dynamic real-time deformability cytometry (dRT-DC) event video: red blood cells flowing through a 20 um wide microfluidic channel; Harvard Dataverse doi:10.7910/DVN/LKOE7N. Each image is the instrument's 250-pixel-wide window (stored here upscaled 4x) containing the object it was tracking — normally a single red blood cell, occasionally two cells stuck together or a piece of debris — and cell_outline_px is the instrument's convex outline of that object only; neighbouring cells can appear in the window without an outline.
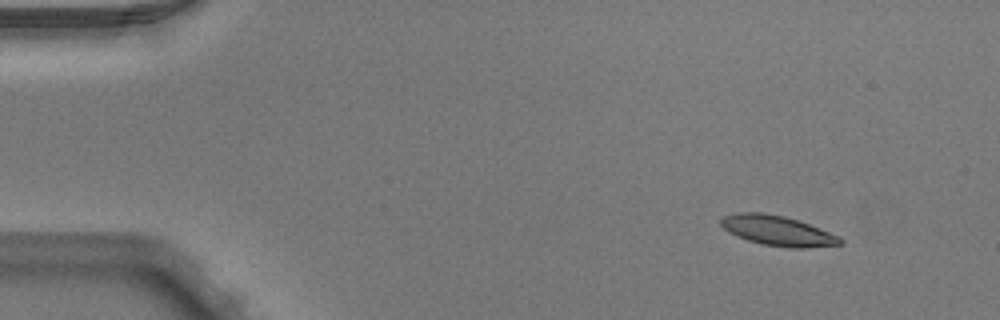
{"species": "Egyptian fruit bat (a non-hibernating species)", "species_latin": "Rousettus aegyptiacus", "temperature_condition": "warm", "stored_images_in_passage": 3, "camera_frame_rate_fps": 3000, "um_per_image_px": 0.085, "animal": {"sex": "male"}, "frame": {"image": 1, "passage_image": 1, "time_ms": 0.0, "image_size_px": [1000, 320], "cell_outline_px": [[844, 244], [808, 248], [792, 248], [764, 244], [748, 240], [736, 236], [728, 232], [720, 224], [720, 220], [724, 216], [736, 212], [764, 212], [784, 216], [808, 224], [840, 236], [844, 240]], "centroid_in_image_um": [66.11, 19.61], "position_along_channel_um": 18.9, "area_um2": 20.87}}
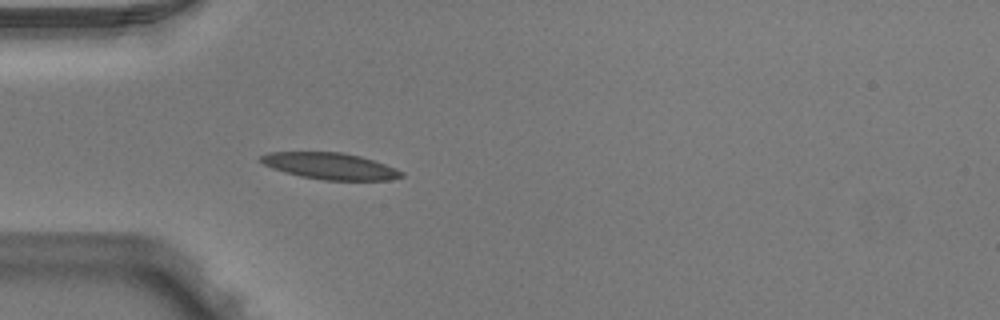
{"frame": {"image": 2, "passage_image": 3, "time_ms": 0.667, "image_size_px": [1000, 320], "cell_outline_px": [[404, 176], [388, 180], [324, 180], [300, 176], [284, 172], [272, 168], [264, 164], [260, 160], [260, 156], [268, 152], [340, 152], [360, 156], [396, 168], [404, 172]], "centroid_in_image_um": [28.06, 14.12], "position_along_channel_um": 56.9, "area_um2": 21.62}}